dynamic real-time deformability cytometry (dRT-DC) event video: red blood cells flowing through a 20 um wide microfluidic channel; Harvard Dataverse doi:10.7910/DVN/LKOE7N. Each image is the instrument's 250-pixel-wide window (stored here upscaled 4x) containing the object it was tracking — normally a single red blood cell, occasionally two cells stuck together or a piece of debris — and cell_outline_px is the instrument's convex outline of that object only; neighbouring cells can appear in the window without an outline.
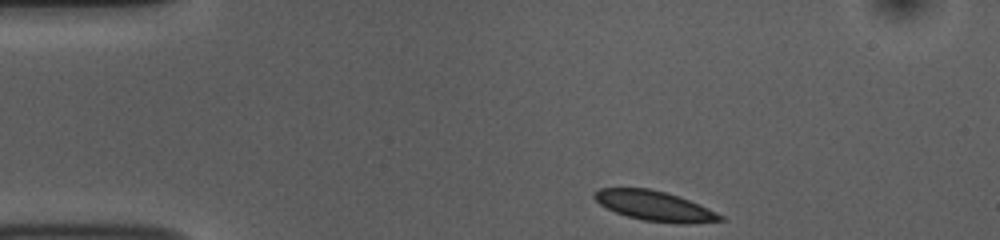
{"species": "common noctule bat (a hibernating species)", "species_latin": "Nyctalus noctula", "temperature_condition": "room temperature", "stored_images_in_passage": 45, "camera_frame_rate_fps": 3000, "um_per_image_px": 0.085, "animal": {"sex": "female", "body_mass_g": 10.0, "forearm_length_mm": 53.1}, "frame": {"image": 1, "passage_image": 1, "time_ms": 0.0, "image_size_px": [1000, 240], "cell_outline_px": [[728, 220], [644, 220], [628, 216], [616, 212], [600, 204], [592, 196], [600, 188], [648, 188], [664, 192], [688, 200], [716, 212], [724, 216]], "centroid_in_image_um": [55.51, 17.43], "position_along_channel_um": 29.5, "area_um2": 20.29}}
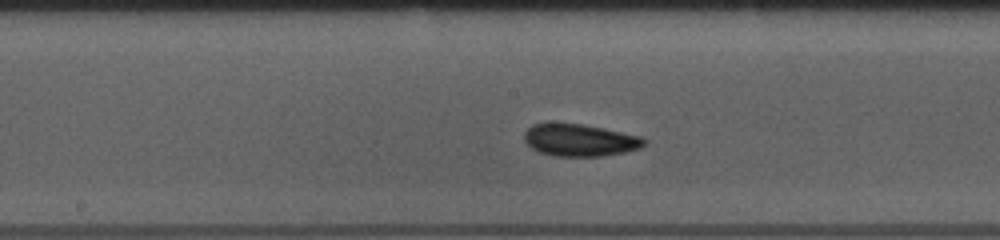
{"frame": {"image": 2, "passage_image": 19, "time_ms": 6.0, "image_size_px": [1000, 240], "cell_outline_px": [[648, 140], [640, 148], [624, 152], [600, 156], [556, 156], [540, 152], [532, 148], [524, 140], [524, 132], [532, 124], [544, 120], [548, 120], [584, 124], [604, 128], [640, 136]], "centroid_in_image_um": [49.22, 11.86], "position_along_channel_um": 199.0, "area_um2": 23.06}}
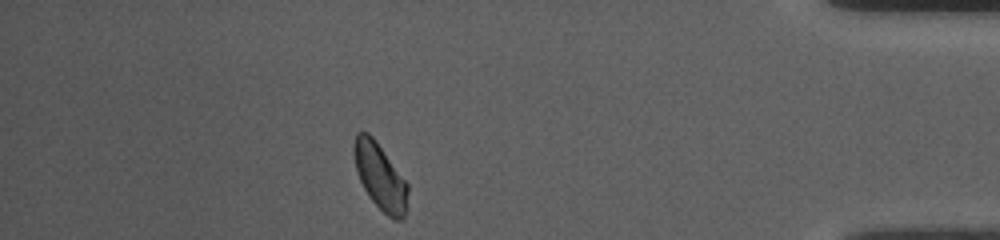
{"frame": {"image": 3, "passage_image": 39, "time_ms": 12.667, "image_size_px": [1000, 240], "cell_outline_px": [[408, 192], [404, 220], [392, 220], [368, 196], [360, 180], [356, 168], [352, 152], [352, 148], [356, 132], [368, 132], [376, 140], [408, 184]], "centroid_in_image_um": [32.3, 15.0], "position_along_channel_um": 402.9, "area_um2": 20.81}, "authors_computed_cell_mechanics": {"area_um2": 21.386, "velocity_mm_per_s": 3.7071, "shape_relaxation_time_tau1_ms": 2.9023, "shape_relaxation_time_tau2_ms": 4.7823, "deformation_change_tau1": 0.0783, "deformation_change_tau2": 0.0673}}